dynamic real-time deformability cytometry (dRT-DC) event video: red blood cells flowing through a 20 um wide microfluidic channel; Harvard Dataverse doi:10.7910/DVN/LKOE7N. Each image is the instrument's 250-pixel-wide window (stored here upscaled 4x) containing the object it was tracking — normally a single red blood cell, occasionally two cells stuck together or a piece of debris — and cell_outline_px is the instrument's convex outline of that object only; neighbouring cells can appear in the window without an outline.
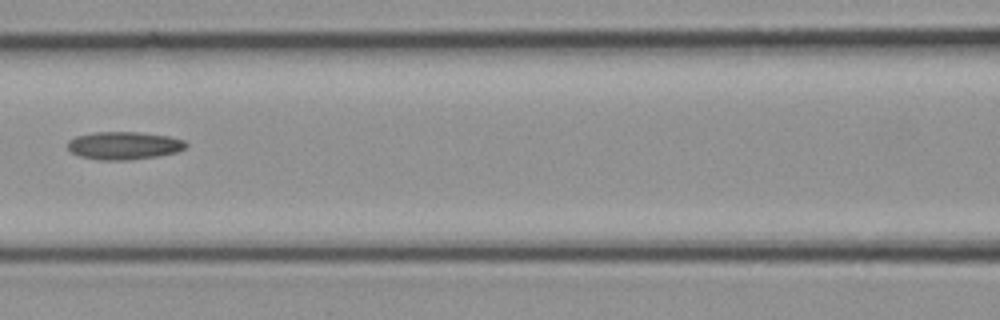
{"species": "common noctule bat (a hibernating species)", "species_latin": "Nyctalus noctula", "temperature_condition": "cold", "stored_images_in_passage": 10, "camera_frame_rate_fps": 3000, "um_per_image_px": 0.085, "animal": {"sex": "female", "body_mass_g": 21.9}, "frame": {"image": 1, "passage_image": 9, "time_ms": 2.667, "image_size_px": [1000, 320], "cell_outline_px": [[188, 144], [184, 148], [176, 152], [156, 156], [132, 160], [96, 160], [80, 156], [72, 152], [68, 148], [68, 140], [76, 136], [96, 132], [136, 132], [168, 136], [184, 140]], "centroid_in_image_um": [10.52, 12.38], "position_along_channel_um": 156.1, "area_um2": 19.13}}